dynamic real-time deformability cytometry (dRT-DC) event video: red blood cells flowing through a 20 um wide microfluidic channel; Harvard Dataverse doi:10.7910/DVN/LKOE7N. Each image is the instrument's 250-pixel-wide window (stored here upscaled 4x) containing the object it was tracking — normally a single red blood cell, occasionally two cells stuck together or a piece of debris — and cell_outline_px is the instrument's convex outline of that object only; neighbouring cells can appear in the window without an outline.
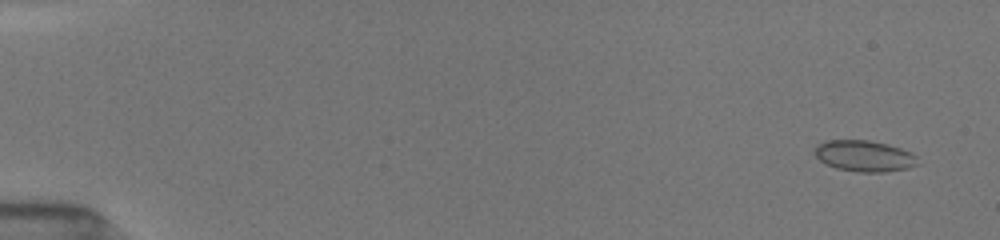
{"species": "common noctule bat (a hibernating species)", "species_latin": "Nyctalus noctula", "temperature_condition": "room temperature", "stored_images_in_passage": 6, "camera_frame_rate_fps": 3000, "um_per_image_px": 0.085, "animal": {"sex": "female", "body_mass_g": 19.5, "forearm_length_mm": 54.1}, "frame": {"image": 1, "passage_image": 1, "time_ms": 0.0, "image_size_px": [1000, 240], "cell_outline_px": [[916, 164], [908, 168], [884, 172], [856, 172], [836, 168], [820, 160], [816, 156], [816, 144], [824, 140], [868, 140], [888, 144], [900, 148], [916, 156]], "centroid_in_image_um": [73.43, 13.25], "position_along_channel_um": 11.6, "area_um2": 18.5}}